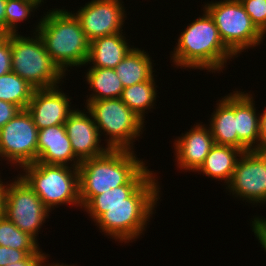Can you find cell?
Returning a JSON list of instances; mask_svg holds the SVG:
<instances>
[{"instance_id":"cell-29","label":"cell","mask_w":266,"mask_h":266,"mask_svg":"<svg viewBox=\"0 0 266 266\" xmlns=\"http://www.w3.org/2000/svg\"><path fill=\"white\" fill-rule=\"evenodd\" d=\"M42 250H16L0 246V266H6L23 260L29 254H42Z\"/></svg>"},{"instance_id":"cell-15","label":"cell","mask_w":266,"mask_h":266,"mask_svg":"<svg viewBox=\"0 0 266 266\" xmlns=\"http://www.w3.org/2000/svg\"><path fill=\"white\" fill-rule=\"evenodd\" d=\"M202 123L194 124L190 130L174 139L175 165L182 171L196 172L215 145L210 128Z\"/></svg>"},{"instance_id":"cell-37","label":"cell","mask_w":266,"mask_h":266,"mask_svg":"<svg viewBox=\"0 0 266 266\" xmlns=\"http://www.w3.org/2000/svg\"><path fill=\"white\" fill-rule=\"evenodd\" d=\"M48 259H49L48 255H46L45 252H43L40 255V258L38 259L36 266H74V264L73 265H68V264H64V263L60 264V263H57V262L54 263V264L53 263L48 264V261H49ZM46 264H48V265H46Z\"/></svg>"},{"instance_id":"cell-11","label":"cell","mask_w":266,"mask_h":266,"mask_svg":"<svg viewBox=\"0 0 266 266\" xmlns=\"http://www.w3.org/2000/svg\"><path fill=\"white\" fill-rule=\"evenodd\" d=\"M122 3V0H91L74 13L90 42L123 31L127 14Z\"/></svg>"},{"instance_id":"cell-18","label":"cell","mask_w":266,"mask_h":266,"mask_svg":"<svg viewBox=\"0 0 266 266\" xmlns=\"http://www.w3.org/2000/svg\"><path fill=\"white\" fill-rule=\"evenodd\" d=\"M236 90V132L239 149L243 152L258 148L260 133V113H256L255 101L251 92Z\"/></svg>"},{"instance_id":"cell-12","label":"cell","mask_w":266,"mask_h":266,"mask_svg":"<svg viewBox=\"0 0 266 266\" xmlns=\"http://www.w3.org/2000/svg\"><path fill=\"white\" fill-rule=\"evenodd\" d=\"M226 190L243 202L266 204V168L254 151L243 152L239 157Z\"/></svg>"},{"instance_id":"cell-6","label":"cell","mask_w":266,"mask_h":266,"mask_svg":"<svg viewBox=\"0 0 266 266\" xmlns=\"http://www.w3.org/2000/svg\"><path fill=\"white\" fill-rule=\"evenodd\" d=\"M84 106L92 115L100 137H106L109 149L133 150L143 134L146 122L138 117L121 98L86 100Z\"/></svg>"},{"instance_id":"cell-16","label":"cell","mask_w":266,"mask_h":266,"mask_svg":"<svg viewBox=\"0 0 266 266\" xmlns=\"http://www.w3.org/2000/svg\"><path fill=\"white\" fill-rule=\"evenodd\" d=\"M36 162L71 167L80 165L81 161L72 151L65 125L50 126L38 130Z\"/></svg>"},{"instance_id":"cell-13","label":"cell","mask_w":266,"mask_h":266,"mask_svg":"<svg viewBox=\"0 0 266 266\" xmlns=\"http://www.w3.org/2000/svg\"><path fill=\"white\" fill-rule=\"evenodd\" d=\"M59 86L35 89L26 108L38 130L50 126L64 125L75 110L71 98ZM73 108V109H72Z\"/></svg>"},{"instance_id":"cell-38","label":"cell","mask_w":266,"mask_h":266,"mask_svg":"<svg viewBox=\"0 0 266 266\" xmlns=\"http://www.w3.org/2000/svg\"><path fill=\"white\" fill-rule=\"evenodd\" d=\"M254 152L262 159L266 168V146L258 147Z\"/></svg>"},{"instance_id":"cell-24","label":"cell","mask_w":266,"mask_h":266,"mask_svg":"<svg viewBox=\"0 0 266 266\" xmlns=\"http://www.w3.org/2000/svg\"><path fill=\"white\" fill-rule=\"evenodd\" d=\"M154 76L144 82L125 87L122 92L121 100L143 121L145 113L156 105L157 85ZM148 110V111H147Z\"/></svg>"},{"instance_id":"cell-34","label":"cell","mask_w":266,"mask_h":266,"mask_svg":"<svg viewBox=\"0 0 266 266\" xmlns=\"http://www.w3.org/2000/svg\"><path fill=\"white\" fill-rule=\"evenodd\" d=\"M41 254H29L23 260L8 264L6 266H36Z\"/></svg>"},{"instance_id":"cell-25","label":"cell","mask_w":266,"mask_h":266,"mask_svg":"<svg viewBox=\"0 0 266 266\" xmlns=\"http://www.w3.org/2000/svg\"><path fill=\"white\" fill-rule=\"evenodd\" d=\"M34 88L13 71L0 76V100L26 109L31 100Z\"/></svg>"},{"instance_id":"cell-23","label":"cell","mask_w":266,"mask_h":266,"mask_svg":"<svg viewBox=\"0 0 266 266\" xmlns=\"http://www.w3.org/2000/svg\"><path fill=\"white\" fill-rule=\"evenodd\" d=\"M85 73L89 90L87 100H105L113 98H121L123 92V85L118 78L115 69L90 67Z\"/></svg>"},{"instance_id":"cell-26","label":"cell","mask_w":266,"mask_h":266,"mask_svg":"<svg viewBox=\"0 0 266 266\" xmlns=\"http://www.w3.org/2000/svg\"><path fill=\"white\" fill-rule=\"evenodd\" d=\"M0 246L16 250H41L33 236L17 228L5 215L0 217Z\"/></svg>"},{"instance_id":"cell-1","label":"cell","mask_w":266,"mask_h":266,"mask_svg":"<svg viewBox=\"0 0 266 266\" xmlns=\"http://www.w3.org/2000/svg\"><path fill=\"white\" fill-rule=\"evenodd\" d=\"M128 149H109L85 159L78 166L82 208L95 196L120 185H141L152 173L147 164Z\"/></svg>"},{"instance_id":"cell-33","label":"cell","mask_w":266,"mask_h":266,"mask_svg":"<svg viewBox=\"0 0 266 266\" xmlns=\"http://www.w3.org/2000/svg\"><path fill=\"white\" fill-rule=\"evenodd\" d=\"M260 114V133L258 147L266 146V108Z\"/></svg>"},{"instance_id":"cell-21","label":"cell","mask_w":266,"mask_h":266,"mask_svg":"<svg viewBox=\"0 0 266 266\" xmlns=\"http://www.w3.org/2000/svg\"><path fill=\"white\" fill-rule=\"evenodd\" d=\"M242 154L243 151L236 147L215 144L196 172L221 182L223 180L227 186L236 168L238 157Z\"/></svg>"},{"instance_id":"cell-19","label":"cell","mask_w":266,"mask_h":266,"mask_svg":"<svg viewBox=\"0 0 266 266\" xmlns=\"http://www.w3.org/2000/svg\"><path fill=\"white\" fill-rule=\"evenodd\" d=\"M123 32L103 36L90 42L86 66L115 69L134 48L129 45ZM133 46V47H132Z\"/></svg>"},{"instance_id":"cell-17","label":"cell","mask_w":266,"mask_h":266,"mask_svg":"<svg viewBox=\"0 0 266 266\" xmlns=\"http://www.w3.org/2000/svg\"><path fill=\"white\" fill-rule=\"evenodd\" d=\"M155 174L153 172L141 185H120L95 195L86 205L158 204L161 186Z\"/></svg>"},{"instance_id":"cell-35","label":"cell","mask_w":266,"mask_h":266,"mask_svg":"<svg viewBox=\"0 0 266 266\" xmlns=\"http://www.w3.org/2000/svg\"><path fill=\"white\" fill-rule=\"evenodd\" d=\"M7 187H8V181L7 183L6 182L4 183L0 178V217L4 216L5 214V198H6Z\"/></svg>"},{"instance_id":"cell-3","label":"cell","mask_w":266,"mask_h":266,"mask_svg":"<svg viewBox=\"0 0 266 266\" xmlns=\"http://www.w3.org/2000/svg\"><path fill=\"white\" fill-rule=\"evenodd\" d=\"M44 15L35 25L33 32L42 39L52 61L65 75L68 68L85 66L90 41L74 11L52 8Z\"/></svg>"},{"instance_id":"cell-28","label":"cell","mask_w":266,"mask_h":266,"mask_svg":"<svg viewBox=\"0 0 266 266\" xmlns=\"http://www.w3.org/2000/svg\"><path fill=\"white\" fill-rule=\"evenodd\" d=\"M252 23L266 37V0H240Z\"/></svg>"},{"instance_id":"cell-7","label":"cell","mask_w":266,"mask_h":266,"mask_svg":"<svg viewBox=\"0 0 266 266\" xmlns=\"http://www.w3.org/2000/svg\"><path fill=\"white\" fill-rule=\"evenodd\" d=\"M157 204L85 205L82 209L108 238L119 243L136 241L153 216ZM154 210V211H153Z\"/></svg>"},{"instance_id":"cell-32","label":"cell","mask_w":266,"mask_h":266,"mask_svg":"<svg viewBox=\"0 0 266 266\" xmlns=\"http://www.w3.org/2000/svg\"><path fill=\"white\" fill-rule=\"evenodd\" d=\"M251 219L253 220L251 224L252 231L262 245L261 247L266 249V218L255 216Z\"/></svg>"},{"instance_id":"cell-10","label":"cell","mask_w":266,"mask_h":266,"mask_svg":"<svg viewBox=\"0 0 266 266\" xmlns=\"http://www.w3.org/2000/svg\"><path fill=\"white\" fill-rule=\"evenodd\" d=\"M37 145L38 128L27 109H21L0 129V160L14 168L36 162Z\"/></svg>"},{"instance_id":"cell-31","label":"cell","mask_w":266,"mask_h":266,"mask_svg":"<svg viewBox=\"0 0 266 266\" xmlns=\"http://www.w3.org/2000/svg\"><path fill=\"white\" fill-rule=\"evenodd\" d=\"M21 108L12 103L0 100V129L12 118H14Z\"/></svg>"},{"instance_id":"cell-4","label":"cell","mask_w":266,"mask_h":266,"mask_svg":"<svg viewBox=\"0 0 266 266\" xmlns=\"http://www.w3.org/2000/svg\"><path fill=\"white\" fill-rule=\"evenodd\" d=\"M19 175L49 211L63 204L82 209L78 167L34 162L23 166Z\"/></svg>"},{"instance_id":"cell-2","label":"cell","mask_w":266,"mask_h":266,"mask_svg":"<svg viewBox=\"0 0 266 266\" xmlns=\"http://www.w3.org/2000/svg\"><path fill=\"white\" fill-rule=\"evenodd\" d=\"M203 12L180 33L170 59L177 68L221 73L227 61L237 57L224 45L209 13Z\"/></svg>"},{"instance_id":"cell-36","label":"cell","mask_w":266,"mask_h":266,"mask_svg":"<svg viewBox=\"0 0 266 266\" xmlns=\"http://www.w3.org/2000/svg\"><path fill=\"white\" fill-rule=\"evenodd\" d=\"M7 0H0V34H5V7Z\"/></svg>"},{"instance_id":"cell-20","label":"cell","mask_w":266,"mask_h":266,"mask_svg":"<svg viewBox=\"0 0 266 266\" xmlns=\"http://www.w3.org/2000/svg\"><path fill=\"white\" fill-rule=\"evenodd\" d=\"M210 120L209 128L215 144L239 149V138L236 132V91L218 100Z\"/></svg>"},{"instance_id":"cell-5","label":"cell","mask_w":266,"mask_h":266,"mask_svg":"<svg viewBox=\"0 0 266 266\" xmlns=\"http://www.w3.org/2000/svg\"><path fill=\"white\" fill-rule=\"evenodd\" d=\"M31 36L9 34L12 71L34 89L62 86L65 74L52 61L40 36L35 32Z\"/></svg>"},{"instance_id":"cell-22","label":"cell","mask_w":266,"mask_h":266,"mask_svg":"<svg viewBox=\"0 0 266 266\" xmlns=\"http://www.w3.org/2000/svg\"><path fill=\"white\" fill-rule=\"evenodd\" d=\"M149 55L144 49L134 47L116 66L115 72L124 88L147 81L155 75Z\"/></svg>"},{"instance_id":"cell-27","label":"cell","mask_w":266,"mask_h":266,"mask_svg":"<svg viewBox=\"0 0 266 266\" xmlns=\"http://www.w3.org/2000/svg\"><path fill=\"white\" fill-rule=\"evenodd\" d=\"M41 5L42 3L39 0H7L5 7V34H17L18 23L26 21Z\"/></svg>"},{"instance_id":"cell-8","label":"cell","mask_w":266,"mask_h":266,"mask_svg":"<svg viewBox=\"0 0 266 266\" xmlns=\"http://www.w3.org/2000/svg\"><path fill=\"white\" fill-rule=\"evenodd\" d=\"M224 45L236 56L258 47L265 37L252 23L240 0H220L205 3Z\"/></svg>"},{"instance_id":"cell-14","label":"cell","mask_w":266,"mask_h":266,"mask_svg":"<svg viewBox=\"0 0 266 266\" xmlns=\"http://www.w3.org/2000/svg\"><path fill=\"white\" fill-rule=\"evenodd\" d=\"M83 110L75 108L64 123L72 151L80 161L101 156L109 150L100 145L102 139L91 113Z\"/></svg>"},{"instance_id":"cell-9","label":"cell","mask_w":266,"mask_h":266,"mask_svg":"<svg viewBox=\"0 0 266 266\" xmlns=\"http://www.w3.org/2000/svg\"><path fill=\"white\" fill-rule=\"evenodd\" d=\"M15 178L8 183L4 215L17 228L38 241V232L51 211L19 174Z\"/></svg>"},{"instance_id":"cell-30","label":"cell","mask_w":266,"mask_h":266,"mask_svg":"<svg viewBox=\"0 0 266 266\" xmlns=\"http://www.w3.org/2000/svg\"><path fill=\"white\" fill-rule=\"evenodd\" d=\"M11 71L12 56L9 34H0V76Z\"/></svg>"}]
</instances>
